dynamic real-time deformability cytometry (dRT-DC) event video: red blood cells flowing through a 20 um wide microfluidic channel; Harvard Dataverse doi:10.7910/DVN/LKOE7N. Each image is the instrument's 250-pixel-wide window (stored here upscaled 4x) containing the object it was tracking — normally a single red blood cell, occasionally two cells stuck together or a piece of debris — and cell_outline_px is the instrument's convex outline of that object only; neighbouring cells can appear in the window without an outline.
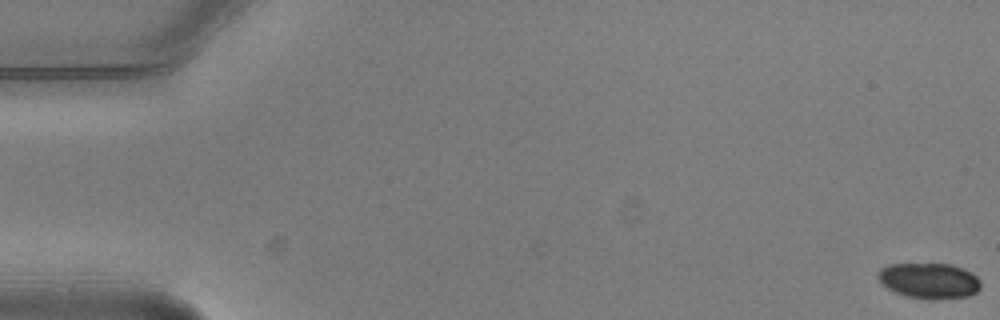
{"species": "common noctule bat (a hibernating species)", "species_latin": "Nyctalus noctula", "temperature_condition": "warm", "stored_images_in_passage": 5, "camera_frame_rate_fps": 3000, "um_per_image_px": 0.085, "animal": {"sex": "male", "body_mass_g": 20.5, "forearm_length_mm": 52.5}, "frame": {"image": 1, "passage_image": 1, "time_ms": 0.0, "image_size_px": [1000, 320], "cell_outline_px": [[980, 288], [976, 292], [968, 296], [936, 300], [932, 300], [904, 296], [888, 288], [876, 276], [880, 268], [888, 264], [952, 264], [972, 272], [980, 280]], "centroid_in_image_um": [78.99, 23.86], "position_along_channel_um": 6.0, "area_um2": 21.44}}